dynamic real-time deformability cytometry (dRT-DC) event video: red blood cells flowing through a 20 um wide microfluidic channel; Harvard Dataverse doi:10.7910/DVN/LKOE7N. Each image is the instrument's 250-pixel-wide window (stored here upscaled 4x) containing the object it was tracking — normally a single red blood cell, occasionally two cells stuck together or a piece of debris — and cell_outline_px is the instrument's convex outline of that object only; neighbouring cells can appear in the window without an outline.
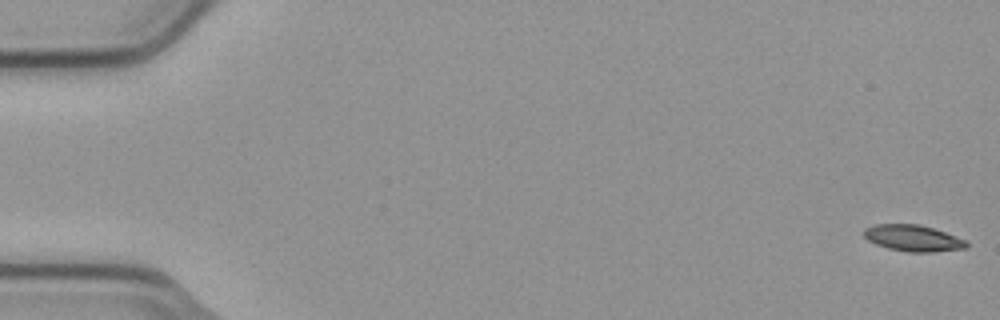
{"species": "common noctule bat (a hibernating species)", "species_latin": "Nyctalus noctula", "temperature_condition": "cold", "stored_images_in_passage": 6, "camera_frame_rate_fps": 3000, "um_per_image_px": 0.085, "animal": {"sex": "male", "body_mass_g": 23.1, "forearm_length_mm": 52.7}, "frame": {"image": 1, "passage_image": 1, "time_ms": 0.0, "image_size_px": [1000, 320], "cell_outline_px": [[968, 248], [936, 252], [908, 252], [888, 248], [876, 244], [868, 240], [864, 236], [864, 228], [876, 224], [920, 224], [968, 240]], "centroid_in_image_um": [77.64, 20.25], "position_along_channel_um": 7.4, "area_um2": 15.84}}